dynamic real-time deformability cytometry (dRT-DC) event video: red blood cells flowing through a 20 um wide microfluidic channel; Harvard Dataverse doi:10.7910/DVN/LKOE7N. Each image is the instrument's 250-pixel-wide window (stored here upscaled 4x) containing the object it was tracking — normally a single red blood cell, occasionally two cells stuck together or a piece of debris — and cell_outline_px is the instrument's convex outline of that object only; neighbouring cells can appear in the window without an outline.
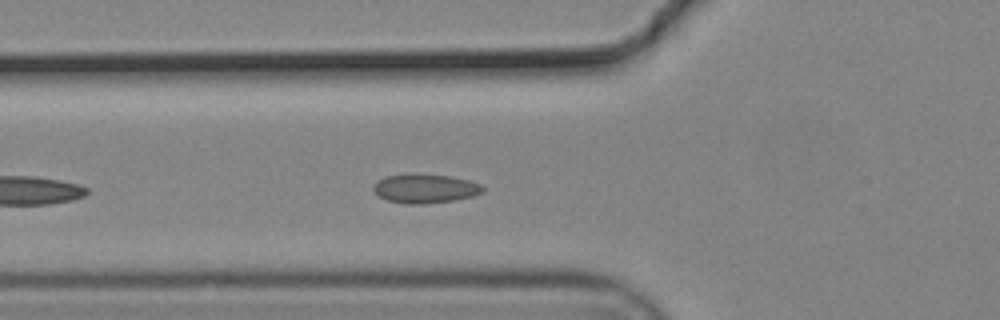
{"species": "common noctule bat (a hibernating species)", "species_latin": "Nyctalus noctula", "temperature_condition": "cold", "stored_images_in_passage": 14, "camera_frame_rate_fps": 3000, "um_per_image_px": 0.085, "animal": {"sex": "male", "body_mass_g": 19.2, "forearm_length_mm": 51.8}, "frame": {"image": 1, "passage_image": 7, "time_ms": 2.0, "image_size_px": [1000, 320], "cell_outline_px": [[484, 192], [472, 196], [456, 200], [424, 204], [408, 204], [388, 200], [380, 196], [372, 188], [380, 180], [388, 176], [416, 172], [448, 176], [468, 180], [480, 184], [484, 188]], "centroid_in_image_um": [36.17, 16.01], "position_along_channel_um": 89.6, "area_um2": 18.5}}